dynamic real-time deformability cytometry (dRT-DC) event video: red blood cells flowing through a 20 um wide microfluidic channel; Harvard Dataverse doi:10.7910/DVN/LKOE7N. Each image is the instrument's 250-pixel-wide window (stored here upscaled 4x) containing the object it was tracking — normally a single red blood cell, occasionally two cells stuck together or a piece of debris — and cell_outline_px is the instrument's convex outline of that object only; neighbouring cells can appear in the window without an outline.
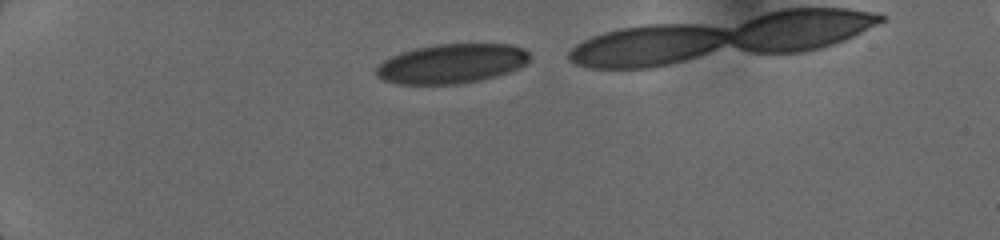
{"species": "human", "species_latin": "Homo sapiens", "temperature_condition": "cold", "stored_images_in_passage": 11, "camera_frame_rate_fps": 3000, "um_per_image_px": 0.085, "donor": {"sex": "female"}, "frame": {"image": 1, "passage_image": 3, "time_ms": 0.667, "image_size_px": [1000, 240], "cell_outline_px": [[528, 60], [524, 64], [508, 72], [480, 80], [456, 84], [396, 84], [384, 80], [376, 76], [376, 68], [384, 60], [400, 52], [416, 48], [436, 44], [508, 44], [524, 48], [528, 52]], "centroid_in_image_um": [38.35, 5.41], "position_along_channel_um": 46.7, "area_um2": 35.03}}